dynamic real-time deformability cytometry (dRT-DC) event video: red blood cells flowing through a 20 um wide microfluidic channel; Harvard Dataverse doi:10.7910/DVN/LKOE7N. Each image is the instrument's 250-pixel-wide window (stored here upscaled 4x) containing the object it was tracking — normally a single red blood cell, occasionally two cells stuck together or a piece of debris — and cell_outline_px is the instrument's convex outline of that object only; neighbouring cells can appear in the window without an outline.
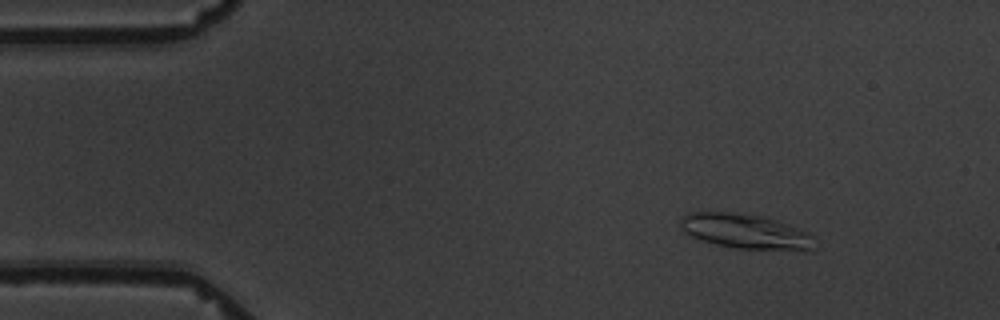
{"species": "common noctule bat (a hibernating species)", "species_latin": "Nyctalus noctula", "temperature_condition": "warm", "stored_images_in_passage": 4, "camera_frame_rate_fps": 3000, "um_per_image_px": 0.085, "animal": {"sex": "male", "body_mass_g": 19.5, "forearm_length_mm": 54.6}, "frame": {"image": 1, "passage_image": 2, "time_ms": 1.0, "image_size_px": [1000, 320], "cell_outline_px": [[812, 252], [804, 252], [732, 248], [716, 244], [692, 236], [680, 228], [680, 220], [688, 212], [732, 212], [764, 216], [788, 224], [808, 232], [812, 236]], "centroid_in_image_um": [63.42, 19.69], "position_along_channel_um": 21.6, "area_um2": 27.57}}